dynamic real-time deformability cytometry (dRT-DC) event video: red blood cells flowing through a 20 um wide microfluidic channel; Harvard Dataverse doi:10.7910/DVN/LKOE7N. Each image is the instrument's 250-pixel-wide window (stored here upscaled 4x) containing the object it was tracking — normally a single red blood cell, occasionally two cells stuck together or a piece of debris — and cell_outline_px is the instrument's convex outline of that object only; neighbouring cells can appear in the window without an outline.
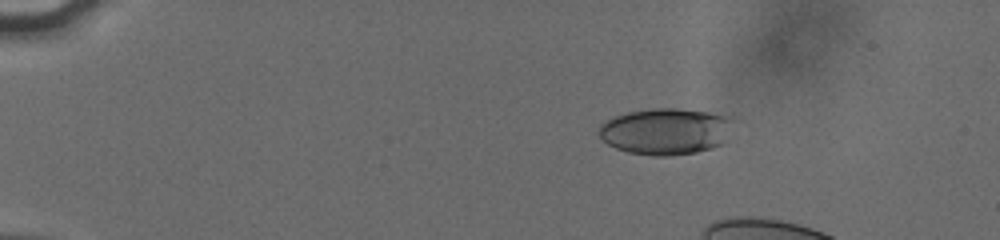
{"species": "human", "species_latin": "Homo sapiens", "temperature_condition": "cold", "stored_images_in_passage": 15, "camera_frame_rate_fps": 3000, "um_per_image_px": 0.085, "donor": {"sex": "male"}, "frame": {"image": 1, "passage_image": 3, "time_ms": 0.667, "image_size_px": [1000, 240], "cell_outline_px": [[732, 120], [720, 144], [712, 148], [696, 152], [668, 156], [652, 156], [628, 152], [616, 148], [608, 144], [600, 136], [600, 124], [604, 120], [628, 112], [652, 108], [676, 108], [708, 112], [728, 116]], "centroid_in_image_um": [56.52, 11.16], "position_along_channel_um": 28.5, "area_um2": 35.89}}
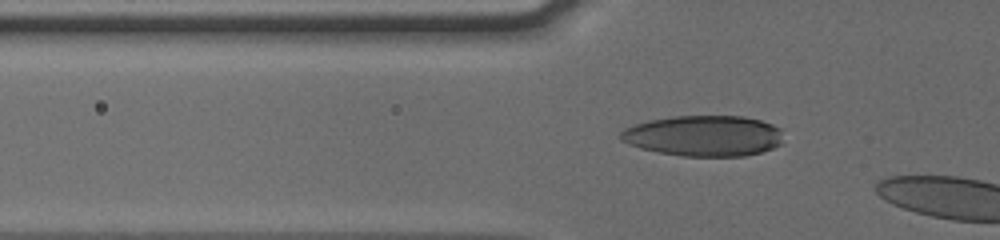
{"frame": {"image": 2, "passage_image": 13, "time_ms": 4.0, "image_size_px": [1000, 240], "cell_outline_px": [[780, 144], [772, 148], [760, 152], [744, 156], [684, 156], [660, 152], [640, 148], [628, 144], [620, 140], [620, 132], [624, 128], [648, 120], [676, 116], [744, 116], [760, 120], [772, 124], [780, 128]], "centroid_in_image_um": [59.79, 11.54], "position_along_channel_um": 66.0, "area_um2": 38.49}}